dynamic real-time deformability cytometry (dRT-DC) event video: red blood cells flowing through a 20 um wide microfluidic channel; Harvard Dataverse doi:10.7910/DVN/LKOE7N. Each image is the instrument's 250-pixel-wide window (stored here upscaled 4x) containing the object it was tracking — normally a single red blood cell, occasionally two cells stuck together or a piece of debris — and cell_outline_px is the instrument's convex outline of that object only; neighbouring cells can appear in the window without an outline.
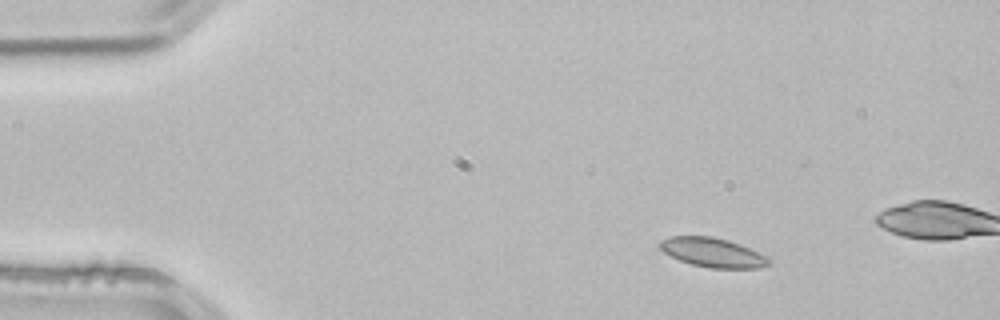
{"species": "common noctule bat (a hibernating species)", "species_latin": "Nyctalus noctula", "temperature_condition": "room temperature", "stored_images_in_passage": 3, "camera_frame_rate_fps": 3000, "um_per_image_px": 0.085, "animal": {"sex": "male", "body_mass_g": 21.5, "forearm_length_mm": 52.0}, "frame": {"image": 1, "passage_image": 1, "time_ms": 0.0, "image_size_px": [1000, 320], "cell_outline_px": [[772, 260], [768, 264], [760, 268], [708, 268], [692, 264], [680, 260], [664, 252], [660, 248], [660, 240], [668, 236], [712, 236], [728, 240], [740, 244], [768, 256]], "centroid_in_image_um": [60.6, 21.46], "position_along_channel_um": 24.4, "area_um2": 18.61}}